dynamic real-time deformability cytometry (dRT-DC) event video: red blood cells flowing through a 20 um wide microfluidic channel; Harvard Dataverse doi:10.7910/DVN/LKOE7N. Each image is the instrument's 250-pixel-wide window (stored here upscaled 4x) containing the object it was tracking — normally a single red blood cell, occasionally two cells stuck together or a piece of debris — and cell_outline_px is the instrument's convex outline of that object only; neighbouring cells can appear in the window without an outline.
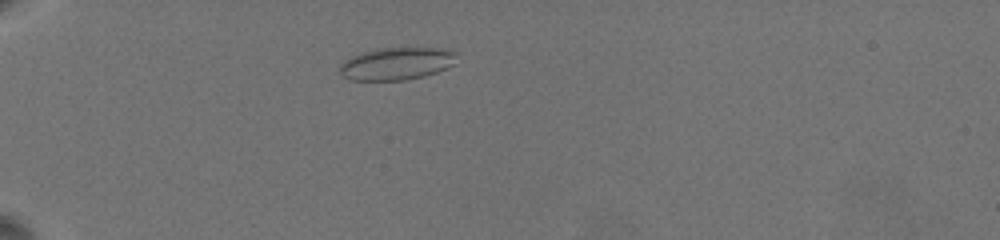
{"species": "common noctule bat (a hibernating species)", "species_latin": "Nyctalus noctula", "temperature_condition": "warm", "stored_images_in_passage": 27, "camera_frame_rate_fps": 3000, "um_per_image_px": 0.085, "animal": {"sex": "female", "body_mass_g": 19.5, "forearm_length_mm": 54.1}, "frame": {"image": 1, "passage_image": 7, "time_ms": 3.667, "image_size_px": [1000, 240], "cell_outline_px": [[456, 64], [436, 72], [424, 76], [408, 80], [352, 80], [344, 76], [340, 72], [340, 64], [344, 60], [352, 56], [364, 52], [380, 48], [452, 48], [456, 52]], "centroid_in_image_um": [33.77, 5.4], "position_along_channel_um": 51.2, "area_um2": 22.25}}
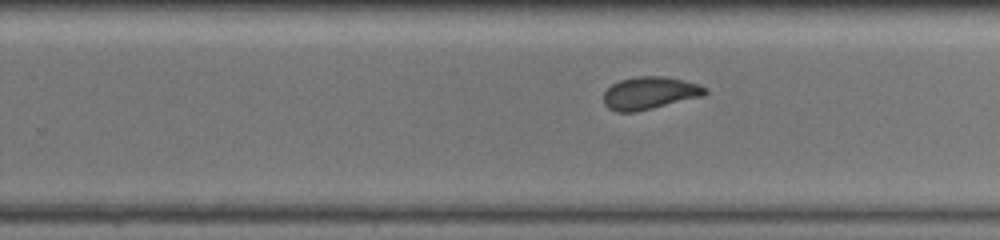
{"frame": {"image": 2, "passage_image": 18, "time_ms": 11.0, "image_size_px": [1000, 240], "cell_outline_px": [[708, 92], [704, 96], [636, 112], [616, 112], [608, 108], [604, 104], [604, 92], [612, 84], [620, 80], [636, 76], [668, 76], [700, 84], [708, 88]], "centroid_in_image_um": [55.26, 7.9], "position_along_channel_um": 274.5, "area_um2": 19.54}}
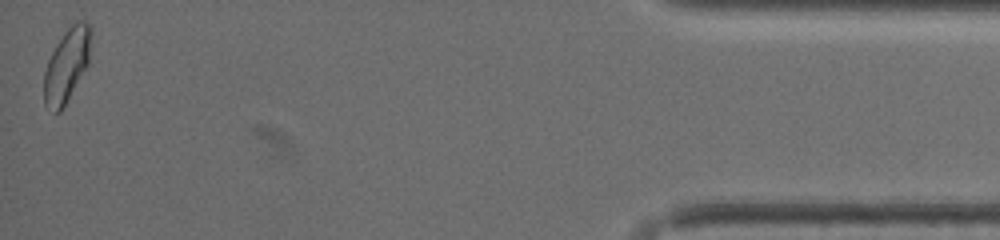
{"frame": {"image": 3, "passage_image": 27, "time_ms": 17.333, "image_size_px": [1000, 240], "cell_outline_px": [[92, 32], [88, 64], [60, 112], [56, 112], [44, 104], [44, 72], [48, 60], [56, 44], [64, 32], [76, 20], [84, 20], [92, 28]], "centroid_in_image_um": [5.68, 5.48], "position_along_channel_um": 429.5, "area_um2": 19.88}, "authors_computed_cell_mechanics": {"area_um2": 19.8832, "velocity_mm_per_s": 3.5702, "shape_relaxation_time_tau1_ms": 3.6024, "shape_relaxation_time_tau2_ms": 1.0551, "deformation_change_tau1": 0.098, "deformation_change_tau2": 0.0446}}